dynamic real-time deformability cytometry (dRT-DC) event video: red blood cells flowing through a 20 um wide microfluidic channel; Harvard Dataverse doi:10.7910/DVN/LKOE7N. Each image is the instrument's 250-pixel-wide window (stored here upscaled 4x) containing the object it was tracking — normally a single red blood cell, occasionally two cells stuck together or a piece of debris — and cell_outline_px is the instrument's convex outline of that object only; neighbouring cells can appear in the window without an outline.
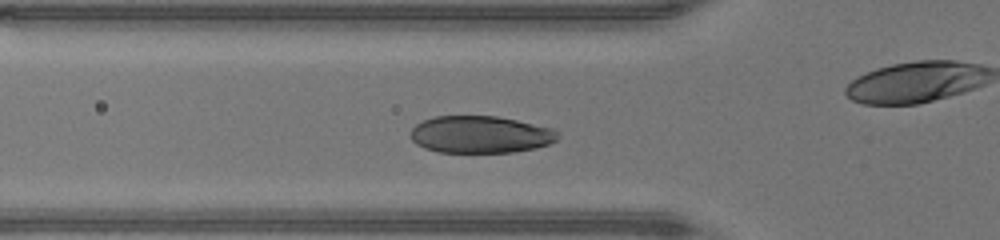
{"species": "human", "species_latin": "Homo sapiens", "temperature_condition": "warm", "stored_images_in_passage": 34, "camera_frame_rate_fps": 3000, "um_per_image_px": 0.085, "donor": {"sex": "male"}, "frame": {"image": 1, "passage_image": 10, "time_ms": 3.0, "image_size_px": [1000, 240], "cell_outline_px": [[560, 136], [556, 140], [548, 144], [536, 148], [512, 152], [436, 152], [424, 148], [416, 144], [408, 136], [408, 132], [416, 124], [424, 120], [436, 116], [496, 116], [556, 128]], "centroid_in_image_um": [40.82, 11.43], "position_along_channel_um": 85.0, "area_um2": 32.19}}
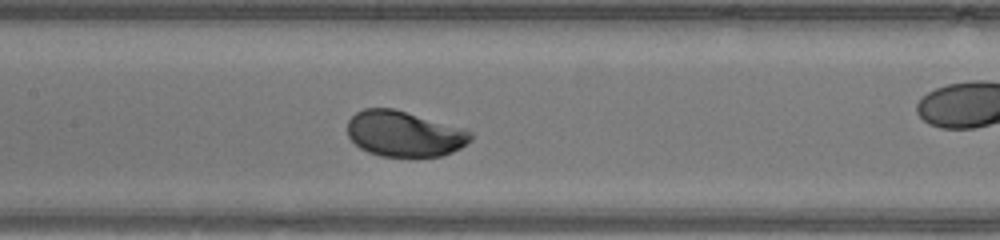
{"frame": {"image": 2, "passage_image": 16, "time_ms": 5.0, "image_size_px": [1000, 240], "cell_outline_px": [[472, 140], [460, 148], [452, 152], [440, 156], [380, 156], [368, 152], [360, 148], [348, 136], [348, 120], [356, 112], [364, 108], [396, 108], [468, 128], [472, 132]], "centroid_in_image_um": [34.41, 11.35], "position_along_channel_um": 173.0, "area_um2": 33.29}}
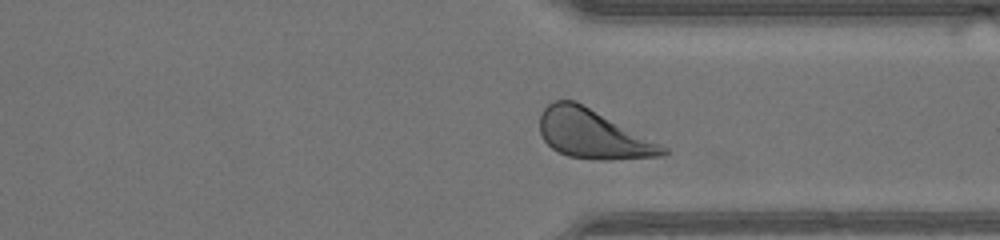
{"frame": {"image": 3, "passage_image": 29, "time_ms": 9.333, "image_size_px": [1000, 240], "cell_outline_px": [[668, 152], [664, 156], [608, 160], [592, 160], [568, 156], [552, 148], [544, 140], [540, 132], [540, 112], [548, 104], [556, 100], [576, 100], [668, 148]], "centroid_in_image_um": [50.38, 11.4], "position_along_channel_um": 361.0, "area_um2": 35.08}, "authors_computed_cell_mechanics": {"area_um2": 33.2061, "velocity_mm_per_s": 4.3509, "shape_relaxation_time_tau1_ms": 0.8484, "shape_relaxation_time_tau2_ms": null, "deformation_change_tau1": 0.1087, "deformation_change_tau2": null}}